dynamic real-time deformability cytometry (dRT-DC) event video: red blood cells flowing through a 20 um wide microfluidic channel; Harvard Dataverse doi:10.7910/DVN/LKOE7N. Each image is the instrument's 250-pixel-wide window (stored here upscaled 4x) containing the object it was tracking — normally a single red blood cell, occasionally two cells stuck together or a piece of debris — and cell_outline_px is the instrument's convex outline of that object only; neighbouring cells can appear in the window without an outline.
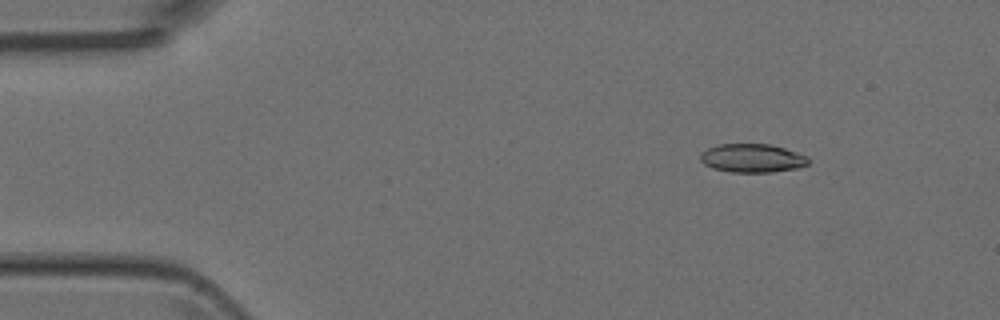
{"species": "Egyptian fruit bat (a non-hibernating species)", "species_latin": "Rousettus aegyptiacus", "temperature_condition": "room temperature", "stored_images_in_passage": 4, "segment_of_instrument_passage": [1, 2], "camera_frame_rate_fps": 3000, "um_per_image_px": 0.085, "animal": {"sex": "female"}, "frame": {"image": 1, "passage_image": 1, "time_ms": 0.0, "image_size_px": [1000, 320], "cell_outline_px": [[808, 164], [796, 168], [772, 172], [728, 172], [712, 168], [704, 164], [700, 160], [700, 152], [716, 144], [768, 144], [784, 148], [808, 156]], "centroid_in_image_um": [63.89, 13.44], "position_along_channel_um": 21.1, "area_um2": 18.03}}